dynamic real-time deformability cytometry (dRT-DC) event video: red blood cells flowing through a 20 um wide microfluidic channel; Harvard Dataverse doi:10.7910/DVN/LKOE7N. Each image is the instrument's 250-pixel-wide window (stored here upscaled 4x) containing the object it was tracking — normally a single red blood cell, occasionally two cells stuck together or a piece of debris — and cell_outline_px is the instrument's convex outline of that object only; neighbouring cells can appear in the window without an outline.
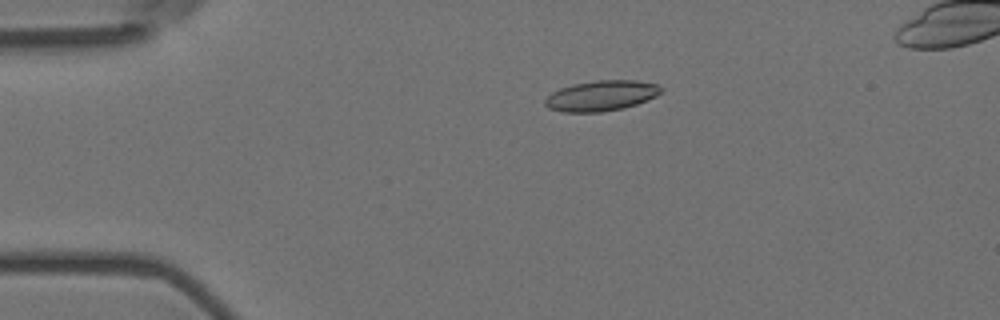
{"species": "Egyptian fruit bat (a non-hibernating species)", "species_latin": "Rousettus aegyptiacus", "temperature_condition": "room temperature", "stored_images_in_passage": 9, "camera_frame_rate_fps": 3000, "um_per_image_px": 0.085, "animal": {"sex": "female"}, "frame": {"image": 1, "passage_image": 4, "time_ms": 1.0, "image_size_px": [1000, 320], "cell_outline_px": [[664, 88], [656, 96], [636, 104], [624, 108], [600, 112], [564, 112], [548, 108], [544, 104], [544, 100], [552, 92], [560, 88], [572, 84], [596, 80], [636, 80], [660, 84]], "centroid_in_image_um": [51.12, 8.13], "position_along_channel_um": 33.9, "area_um2": 20.69}}
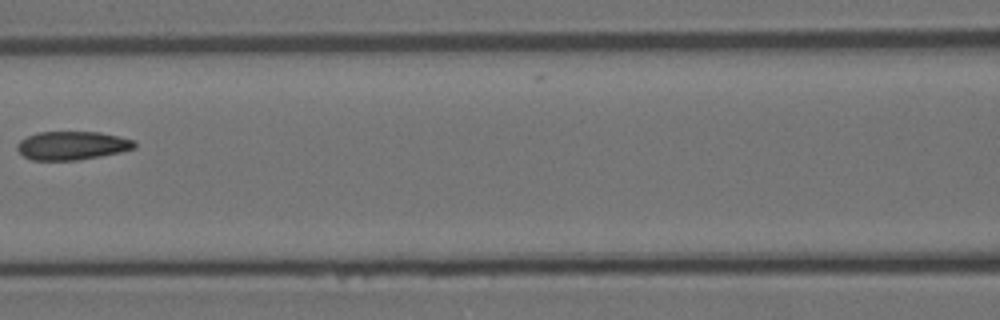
{"frame": {"image": 2, "passage_image": 8, "time_ms": 2.333, "image_size_px": [1000, 320], "cell_outline_px": [[136, 148], [120, 152], [100, 156], [76, 160], [32, 160], [24, 156], [16, 148], [20, 140], [36, 132], [100, 132], [136, 140]], "centroid_in_image_um": [6.15, 12.36], "position_along_channel_um": 160.5, "area_um2": 19.48}}
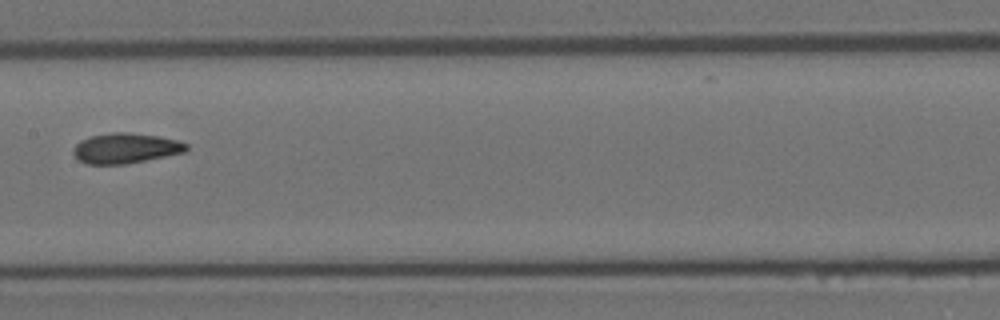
{"frame": {"image": 3, "passage_image": 9, "time_ms": 2.667, "image_size_px": [1000, 320], "cell_outline_px": [[188, 148], [184, 152], [124, 164], [88, 164], [80, 160], [72, 152], [72, 148], [80, 140], [88, 136], [112, 132], [128, 132], [160, 136], [180, 140], [188, 144]], "centroid_in_image_um": [10.66, 12.57], "position_along_channel_um": 196.7, "area_um2": 19.94}}